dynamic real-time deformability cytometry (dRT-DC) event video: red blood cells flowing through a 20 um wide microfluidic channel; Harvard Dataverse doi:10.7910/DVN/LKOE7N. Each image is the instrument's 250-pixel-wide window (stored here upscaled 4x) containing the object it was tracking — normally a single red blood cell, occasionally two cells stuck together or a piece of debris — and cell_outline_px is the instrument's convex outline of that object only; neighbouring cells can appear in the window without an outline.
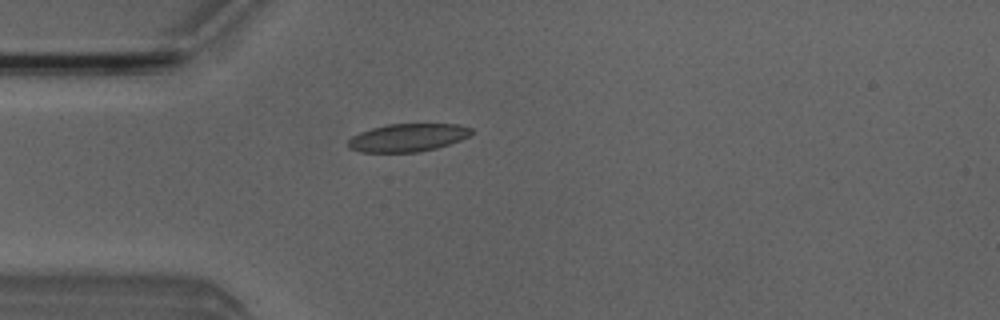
{"species": "Egyptian fruit bat (a non-hibernating species)", "species_latin": "Rousettus aegyptiacus", "temperature_condition": "room temperature", "stored_images_in_passage": 4, "camera_frame_rate_fps": 3000, "um_per_image_px": 0.085, "animal": {"sex": "male"}, "frame": {"image": 1, "passage_image": 4, "time_ms": 3.667, "image_size_px": [1000, 320], "cell_outline_px": [[476, 132], [460, 140], [436, 148], [420, 152], [360, 152], [348, 148], [348, 140], [352, 136], [360, 132], [372, 128], [388, 124], [460, 124], [472, 128]], "centroid_in_image_um": [34.67, 11.69], "position_along_channel_um": 50.3, "area_um2": 20.17}}